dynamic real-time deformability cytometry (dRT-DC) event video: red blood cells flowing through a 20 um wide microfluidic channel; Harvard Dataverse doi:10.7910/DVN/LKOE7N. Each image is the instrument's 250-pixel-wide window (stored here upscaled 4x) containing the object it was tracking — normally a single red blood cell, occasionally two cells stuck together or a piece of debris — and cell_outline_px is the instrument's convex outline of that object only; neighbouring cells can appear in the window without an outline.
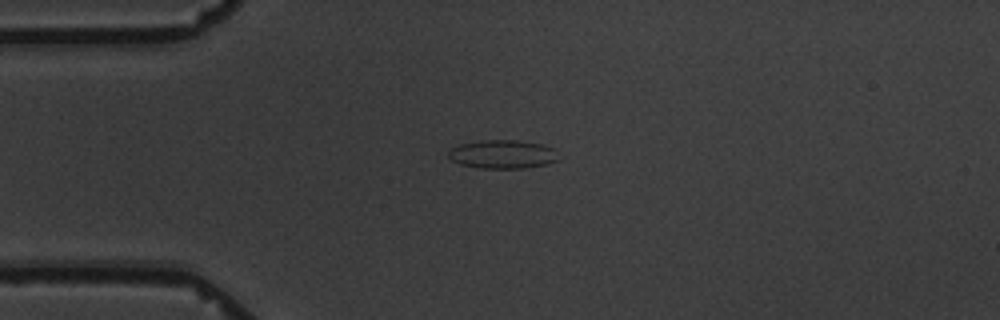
{"species": "common noctule bat (a hibernating species)", "species_latin": "Nyctalus noctula", "temperature_condition": "warm", "stored_images_in_passage": 2, "camera_frame_rate_fps": 3000, "um_per_image_px": 0.085, "animal": {"sex": "male", "body_mass_g": 19.5, "forearm_length_mm": 54.6}, "frame": {"image": 1, "passage_image": 1, "time_ms": 0.0, "image_size_px": [1000, 320], "cell_outline_px": [[560, 160], [548, 164], [524, 168], [480, 168], [460, 164], [452, 160], [448, 156], [448, 152], [452, 148], [460, 144], [480, 140], [516, 140], [540, 144], [556, 148]], "centroid_in_image_um": [42.77, 13.11], "position_along_channel_um": 42.2, "area_um2": 18.5}}